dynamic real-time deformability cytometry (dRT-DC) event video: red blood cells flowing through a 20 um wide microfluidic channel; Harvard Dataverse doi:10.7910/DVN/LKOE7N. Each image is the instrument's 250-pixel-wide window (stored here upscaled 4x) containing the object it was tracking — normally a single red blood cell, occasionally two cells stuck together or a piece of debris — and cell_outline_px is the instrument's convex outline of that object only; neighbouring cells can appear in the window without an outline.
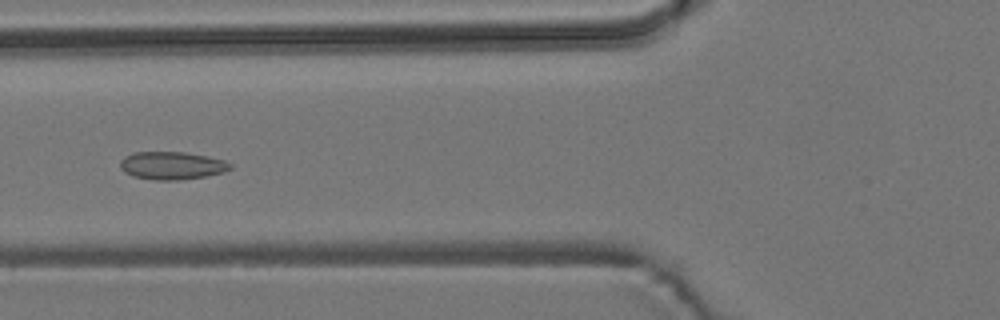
{"species": "common noctule bat (a hibernating species)", "species_latin": "Nyctalus noctula", "temperature_condition": "room temperature", "stored_images_in_passage": 49, "camera_frame_rate_fps": 3000, "um_per_image_px": 0.085, "animal": {"sex": "male", "body_mass_g": 19.2, "forearm_length_mm": 51.8}, "frame": {"image": 1, "passage_image": 20, "time_ms": 6.333, "image_size_px": [1000, 320], "cell_outline_px": [[232, 168], [224, 172], [208, 176], [176, 180], [152, 180], [132, 176], [124, 172], [120, 168], [120, 160], [124, 156], [132, 152], [184, 152], [208, 156], [224, 160], [232, 164]], "centroid_in_image_um": [14.6, 14.07], "position_along_channel_um": 111.2, "area_um2": 18.09}}
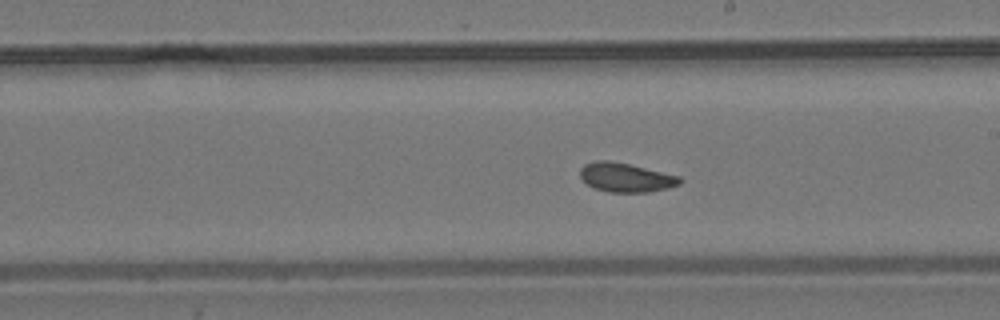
{"frame": {"image": 2, "passage_image": 30, "time_ms": 9.667, "image_size_px": [1000, 320], "cell_outline_px": [[684, 180], [680, 184], [668, 188], [648, 192], [608, 192], [596, 188], [588, 184], [580, 176], [580, 168], [584, 164], [596, 160], [608, 160], [628, 164], [680, 176]], "centroid_in_image_um": [53.21, 15.08], "position_along_channel_um": 235.8, "area_um2": 16.82}}
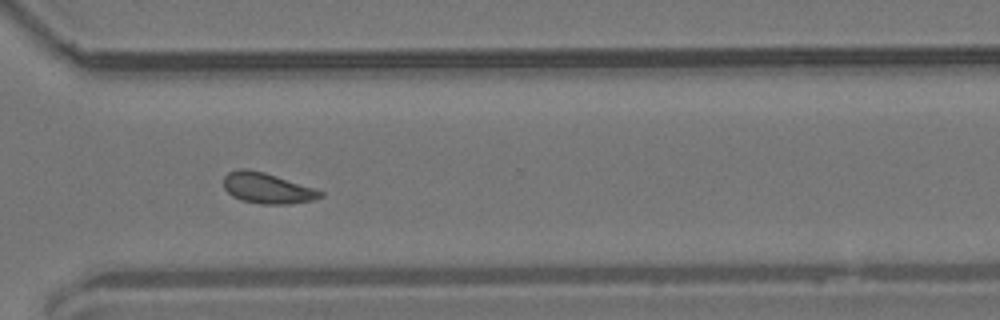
{"frame": {"image": 3, "passage_image": 39, "time_ms": 12.667, "image_size_px": [1000, 320], "cell_outline_px": [[324, 196], [312, 200], [288, 204], [260, 204], [240, 200], [232, 196], [224, 188], [224, 176], [228, 172], [240, 168], [248, 168], [264, 172], [316, 188], [324, 192]], "centroid_in_image_um": [22.72, 15.99], "position_along_channel_um": 347.9, "area_um2": 17.46}, "authors_computed_cell_mechanics": {"area_um2": 17.1088, "velocity_mm_per_s": 3.7403, "shape_relaxation_time_tau1_ms": 8.8278, "shape_relaxation_time_tau2_ms": 1.5724, "deformation_change_tau1": 0.131, "deformation_change_tau2": 0.0575}}